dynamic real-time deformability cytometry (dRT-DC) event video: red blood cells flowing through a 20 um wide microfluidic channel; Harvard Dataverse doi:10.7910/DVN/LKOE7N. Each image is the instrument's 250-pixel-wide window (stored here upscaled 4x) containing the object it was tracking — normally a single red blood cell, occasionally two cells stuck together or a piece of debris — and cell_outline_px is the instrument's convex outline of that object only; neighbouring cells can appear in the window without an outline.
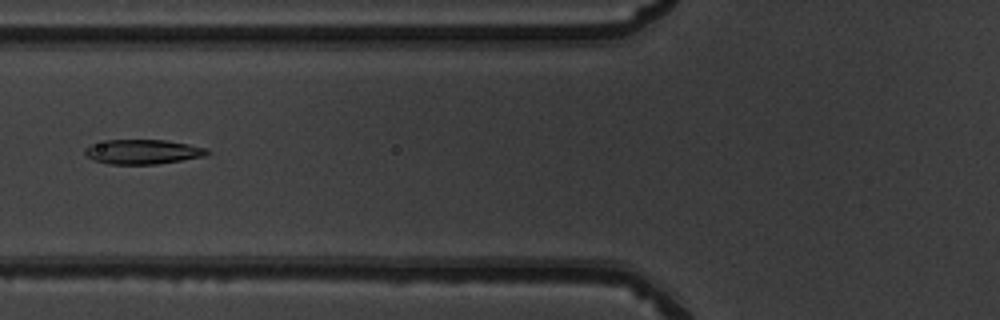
{"species": "common noctule bat (a hibernating species)", "species_latin": "Nyctalus noctula", "temperature_condition": "warm", "stored_images_in_passage": 51, "camera_frame_rate_fps": 3000, "um_per_image_px": 0.085, "animal": {"sex": "male", "body_mass_g": 19.5, "forearm_length_mm": 54.6}, "frame": {"image": 1, "passage_image": 21, "time_ms": 6.667, "image_size_px": [1000, 320], "cell_outline_px": [[212, 152], [204, 156], [156, 164], [108, 164], [92, 160], [84, 156], [84, 148], [92, 144], [108, 140], [164, 140], [188, 144], [208, 148]], "centroid_in_image_um": [12.1, 12.9], "position_along_channel_um": 113.7, "area_um2": 17.57}}
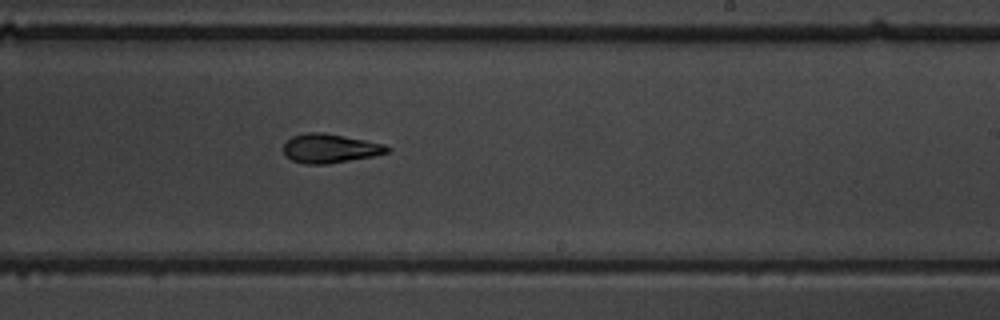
{"frame": {"image": 2, "passage_image": 32, "time_ms": 10.333, "image_size_px": [1000, 320], "cell_outline_px": [[392, 148], [388, 152], [372, 156], [328, 164], [304, 164], [292, 160], [284, 156], [284, 144], [292, 136], [308, 132], [324, 132], [384, 144]], "centroid_in_image_um": [28.02, 12.61], "position_along_channel_um": 261.0, "area_um2": 17.51}}
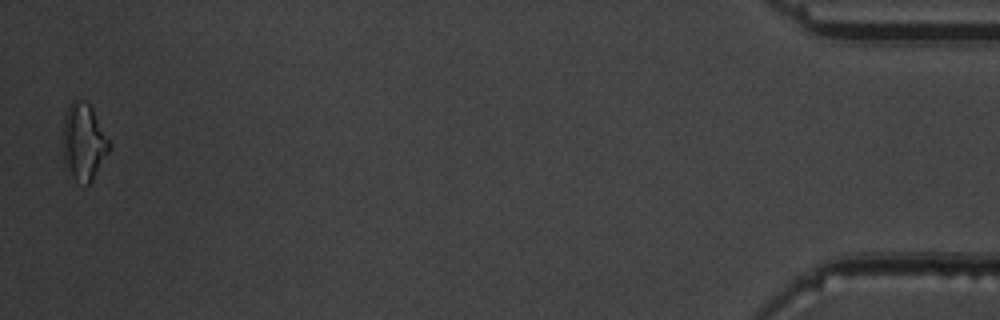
{"frame": {"image": 3, "passage_image": 51, "time_ms": 16.667, "image_size_px": [1000, 320], "cell_outline_px": [[112, 148], [92, 180], [88, 184], [84, 184], [76, 180], [72, 176], [64, 164], [64, 116], [72, 100], [80, 100], [88, 104], [92, 108], [112, 144]], "centroid_in_image_um": [7.15, 12.08], "position_along_channel_um": 428.0, "area_um2": 20.58}, "authors_computed_cell_mechanics": {"area_um2": 17.8602, "velocity_mm_per_s": 4.0247, "shape_relaxation_time_tau1_ms": 4.6755, "shape_relaxation_time_tau2_ms": 3.2021, "deformation_change_tau1": 0.1595, "deformation_change_tau2": 0.1002}}